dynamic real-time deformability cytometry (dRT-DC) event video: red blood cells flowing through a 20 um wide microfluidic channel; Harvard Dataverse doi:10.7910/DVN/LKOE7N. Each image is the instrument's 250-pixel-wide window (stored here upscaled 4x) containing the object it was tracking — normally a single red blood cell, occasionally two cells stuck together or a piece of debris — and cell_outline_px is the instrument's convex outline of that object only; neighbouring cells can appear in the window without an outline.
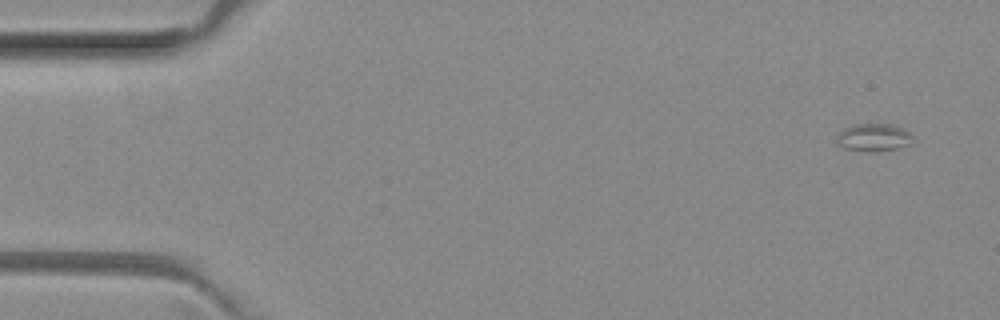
{"species": "common noctule bat (a hibernating species)", "species_latin": "Nyctalus noctula", "temperature_condition": "room temperature", "stored_images_in_passage": 6, "camera_frame_rate_fps": 3000, "um_per_image_px": 0.085, "animal": {"sex": "female", "body_mass_g": 29.2, "forearm_length_mm": 56.3}, "frame": {"image": 1, "passage_image": 1, "time_ms": 0.0, "image_size_px": [1000, 320], "cell_outline_px": [[912, 144], [896, 148], [876, 152], [872, 152], [844, 148], [836, 144], [836, 136], [844, 128], [852, 124], [888, 124], [900, 128], [908, 132], [912, 136]], "centroid_in_image_um": [74.21, 11.69], "position_along_channel_um": 10.8, "area_um2": 12.25}}